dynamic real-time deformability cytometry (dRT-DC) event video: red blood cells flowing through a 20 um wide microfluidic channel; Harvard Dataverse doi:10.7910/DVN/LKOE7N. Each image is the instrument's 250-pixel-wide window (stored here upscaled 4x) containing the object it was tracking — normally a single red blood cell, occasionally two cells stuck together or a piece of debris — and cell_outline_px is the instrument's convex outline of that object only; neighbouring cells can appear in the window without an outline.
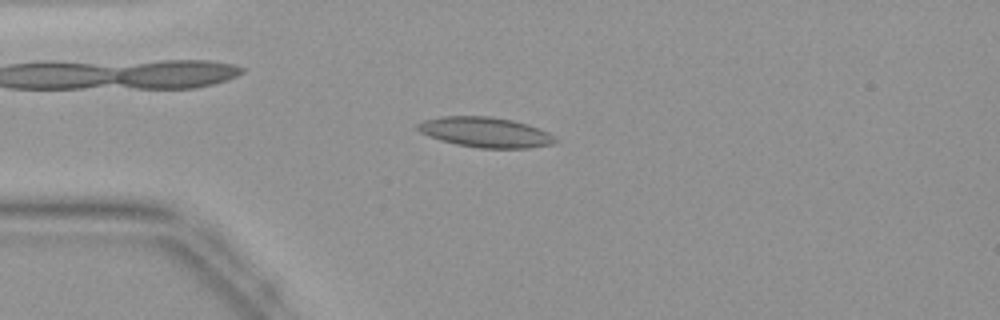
{"species": "common noctule bat (a hibernating species)", "species_latin": "Nyctalus noctula", "temperature_condition": "warm", "stored_images_in_passage": 43, "camera_frame_rate_fps": 3000, "um_per_image_px": 0.085, "animal": {"sex": "female", "body_mass_g": 19.9}, "frame": {"image": 1, "passage_image": 10, "time_ms": 3.0, "image_size_px": [1000, 320], "cell_outline_px": [[556, 140], [552, 144], [528, 148], [480, 148], [456, 144], [440, 140], [428, 136], [420, 132], [416, 128], [416, 124], [424, 120], [444, 116], [492, 116], [512, 120], [528, 124], [548, 132], [556, 136]], "centroid_in_image_um": [41.25, 11.24], "position_along_channel_um": 43.8, "area_um2": 24.22}}
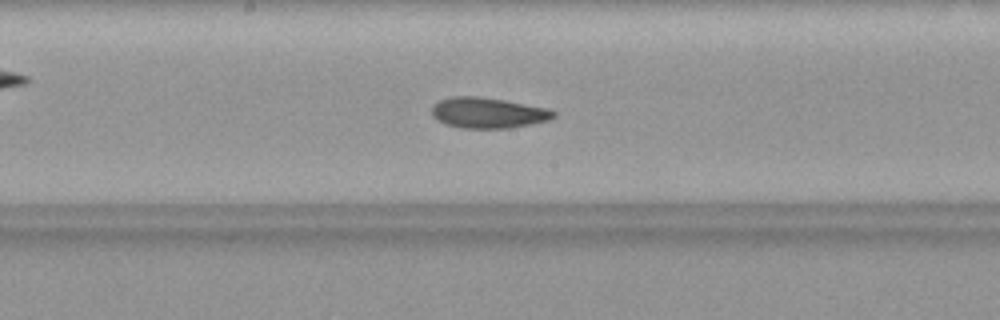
{"frame": {"image": 2, "passage_image": 22, "time_ms": 7.0, "image_size_px": [1000, 320], "cell_outline_px": [[556, 116], [548, 120], [512, 128], [460, 128], [444, 124], [436, 120], [432, 116], [432, 108], [440, 100], [448, 96], [476, 96], [504, 100], [548, 108], [556, 112]], "centroid_in_image_um": [41.46, 9.59], "position_along_channel_um": 206.7, "area_um2": 21.85}}
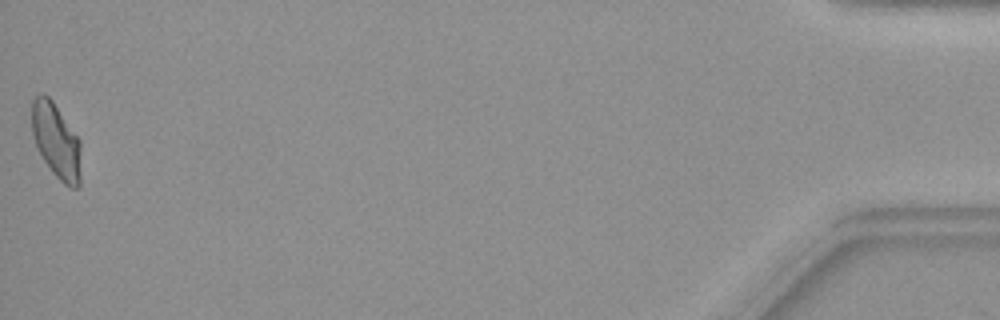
{"frame": {"image": 3, "passage_image": 43, "time_ms": 14.0, "image_size_px": [1000, 320], "cell_outline_px": [[80, 184], [76, 188], [68, 188], [52, 172], [44, 160], [36, 144], [32, 132], [32, 100], [40, 92], [48, 96], [52, 100], [80, 140]], "centroid_in_image_um": [4.78, 11.98], "position_along_channel_um": 430.4, "area_um2": 21.33}}